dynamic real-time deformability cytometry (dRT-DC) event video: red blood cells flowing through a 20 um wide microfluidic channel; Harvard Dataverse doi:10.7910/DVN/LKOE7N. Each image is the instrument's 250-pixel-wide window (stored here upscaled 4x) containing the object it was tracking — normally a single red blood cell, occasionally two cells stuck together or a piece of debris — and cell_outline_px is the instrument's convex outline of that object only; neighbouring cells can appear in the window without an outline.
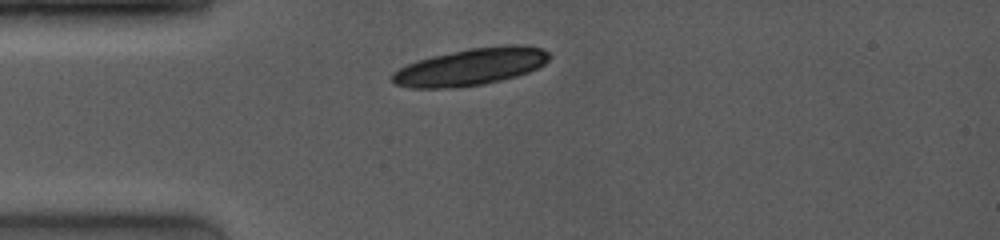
{"species": "common noctule bat (a hibernating species)", "species_latin": "Nyctalus noctula", "temperature_condition": "room temperature", "stored_images_in_passage": 1, "camera_frame_rate_fps": 4000, "um_per_image_px": 0.085, "animal": {"sex": "female", "body_mass_g": 19.0, "forearm_length_mm": 53.3}, "frame": {"image": 1, "passage_image": 1, "time_ms": 0.0, "image_size_px": [1000, 240], "cell_outline_px": [[552, 56], [544, 64], [528, 72], [516, 76], [484, 84], [452, 88], [412, 88], [396, 84], [392, 80], [392, 72], [408, 64], [432, 56], [468, 48], [508, 44], [520, 44], [540, 48], [548, 52]], "centroid_in_image_um": [40.04, 5.67], "position_along_channel_um": 45.0, "area_um2": 33.87}}